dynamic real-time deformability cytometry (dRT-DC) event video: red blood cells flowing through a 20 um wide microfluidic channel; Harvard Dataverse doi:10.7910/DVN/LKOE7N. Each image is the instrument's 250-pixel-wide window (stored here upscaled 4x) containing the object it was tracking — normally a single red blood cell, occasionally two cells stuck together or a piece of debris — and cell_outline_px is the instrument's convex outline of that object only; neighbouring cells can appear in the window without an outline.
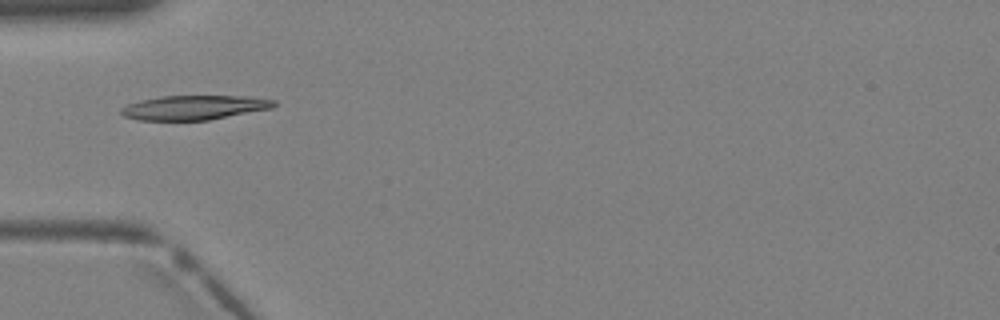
{"species": "Egyptian fruit bat (a non-hibernating species)", "species_latin": "Rousettus aegyptiacus", "temperature_condition": "warm", "stored_images_in_passage": 4, "camera_frame_rate_fps": 3000, "um_per_image_px": 0.085, "animal": {"sex": "female"}, "frame": {"image": 1, "passage_image": 3, "time_ms": 0.667, "image_size_px": [1000, 320], "cell_outline_px": [[276, 104], [272, 108], [208, 120], [136, 120], [124, 116], [120, 112], [120, 108], [128, 104], [140, 100], [160, 96], [244, 96], [276, 100]], "centroid_in_image_um": [16.47, 9.14], "position_along_channel_um": 68.5, "area_um2": 21.68}}
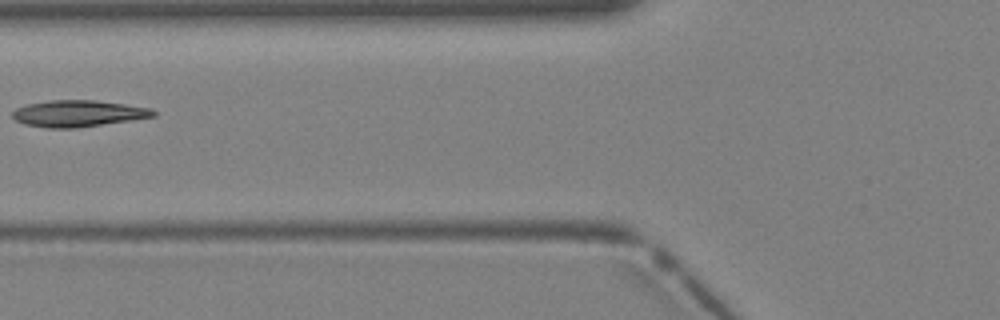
{"frame": {"image": 2, "passage_image": 4, "time_ms": 1.0, "image_size_px": [1000, 320], "cell_outline_px": [[156, 116], [132, 120], [76, 128], [48, 128], [24, 124], [16, 120], [12, 116], [12, 112], [16, 108], [28, 104], [52, 100], [96, 100], [152, 108], [156, 112]], "centroid_in_image_um": [6.66, 9.65], "position_along_channel_um": 119.1, "area_um2": 21.73}}